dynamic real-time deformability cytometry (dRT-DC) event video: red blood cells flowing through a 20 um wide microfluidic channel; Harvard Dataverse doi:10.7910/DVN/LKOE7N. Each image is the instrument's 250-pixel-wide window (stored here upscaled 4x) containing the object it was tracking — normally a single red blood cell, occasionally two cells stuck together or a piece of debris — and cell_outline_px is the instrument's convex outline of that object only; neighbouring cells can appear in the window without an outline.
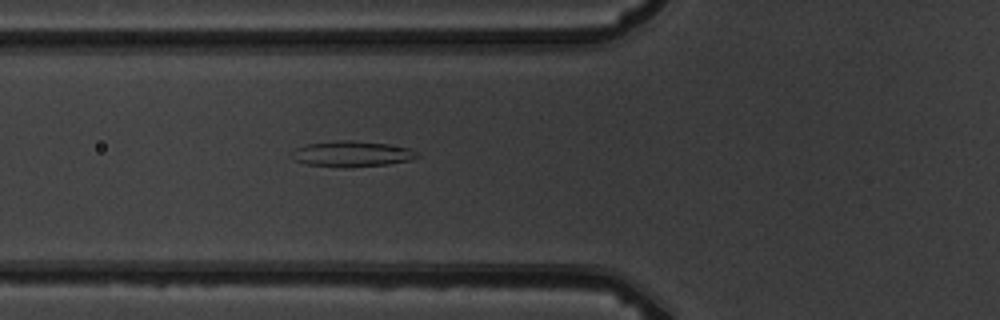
{"species": "common noctule bat (a hibernating species)", "species_latin": "Nyctalus noctula", "temperature_condition": "warm", "stored_images_in_passage": 4, "camera_frame_rate_fps": 3000, "um_per_image_px": 0.085, "animal": {"sex": "male", "body_mass_g": 19.5, "forearm_length_mm": 54.6}, "frame": {"image": 1, "passage_image": 4, "time_ms": 4.333, "image_size_px": [1000, 320], "cell_outline_px": [[420, 156], [408, 160], [388, 164], [348, 168], [340, 168], [304, 164], [296, 160], [288, 152], [304, 144], [336, 140], [352, 140], [388, 144], [412, 148]], "centroid_in_image_um": [29.86, 13.08], "position_along_channel_um": 95.9, "area_um2": 19.19}}